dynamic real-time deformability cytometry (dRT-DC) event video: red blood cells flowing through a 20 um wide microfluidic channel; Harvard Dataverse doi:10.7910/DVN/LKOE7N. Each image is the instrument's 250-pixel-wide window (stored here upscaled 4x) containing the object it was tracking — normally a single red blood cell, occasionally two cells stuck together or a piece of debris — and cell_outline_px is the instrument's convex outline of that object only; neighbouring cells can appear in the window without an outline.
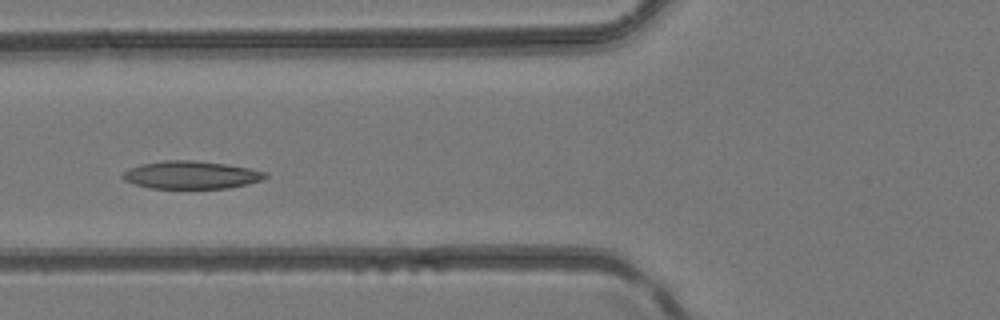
{"species": "common noctule bat (a hibernating species)", "species_latin": "Nyctalus noctula", "temperature_condition": "room temperature", "stored_images_in_passage": 3, "camera_frame_rate_fps": 3000, "um_per_image_px": 0.085, "animal": {"sex": "female", "body_mass_g": 24.6, "forearm_length_mm": 56.2}, "frame": {"image": 1, "passage_image": 3, "time_ms": 0.667, "image_size_px": [1000, 320], "cell_outline_px": [[268, 176], [260, 180], [248, 184], [228, 188], [148, 188], [124, 180], [120, 176], [128, 168], [140, 164], [164, 160], [192, 160], [224, 164], [248, 168], [268, 172]], "centroid_in_image_um": [16.22, 14.87], "position_along_channel_um": 109.6, "area_um2": 23.06}}